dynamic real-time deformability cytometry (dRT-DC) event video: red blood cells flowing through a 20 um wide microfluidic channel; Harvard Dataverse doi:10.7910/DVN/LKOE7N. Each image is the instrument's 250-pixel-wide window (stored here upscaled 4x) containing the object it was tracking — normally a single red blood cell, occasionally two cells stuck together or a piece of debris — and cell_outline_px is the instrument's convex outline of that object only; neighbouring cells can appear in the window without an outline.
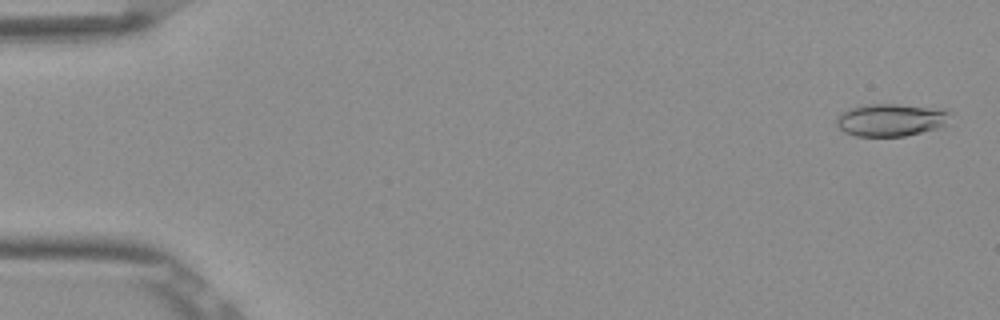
{"species": "Egyptian fruit bat (a non-hibernating species)", "species_latin": "Rousettus aegyptiacus", "temperature_condition": "room temperature", "stored_images_in_passage": 53, "camera_frame_rate_fps": 3000, "um_per_image_px": 0.085, "frame": {"image": 1, "passage_image": 2, "time_ms": 0.333, "image_size_px": [1000, 320], "cell_outline_px": [[948, 124], [936, 128], [904, 136], [856, 136], [844, 132], [836, 124], [836, 116], [840, 112], [848, 108], [868, 104], [900, 104], [948, 108]], "centroid_in_image_um": [75.71, 10.17], "position_along_channel_um": 9.3, "area_um2": 21.85}}
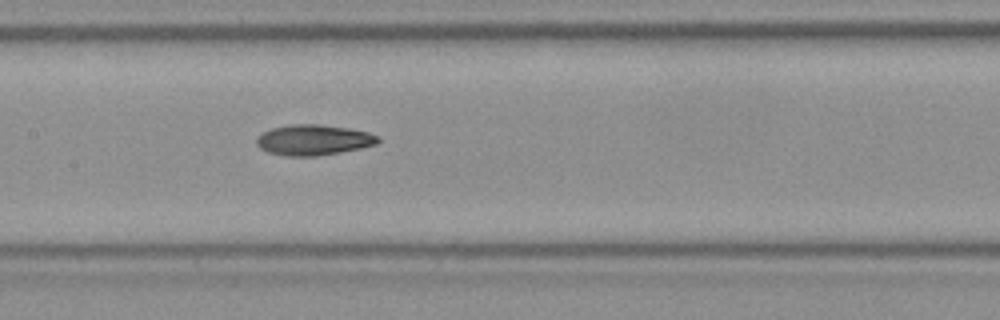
{"frame": {"image": 2, "passage_image": 26, "time_ms": 8.333, "image_size_px": [1000, 320], "cell_outline_px": [[380, 140], [376, 144], [360, 148], [340, 152], [316, 156], [288, 156], [268, 152], [260, 148], [256, 144], [256, 136], [272, 128], [292, 124], [320, 124], [348, 128], [368, 132], [380, 136]], "centroid_in_image_um": [26.65, 11.89], "position_along_channel_um": 180.8, "area_um2": 21.62}}
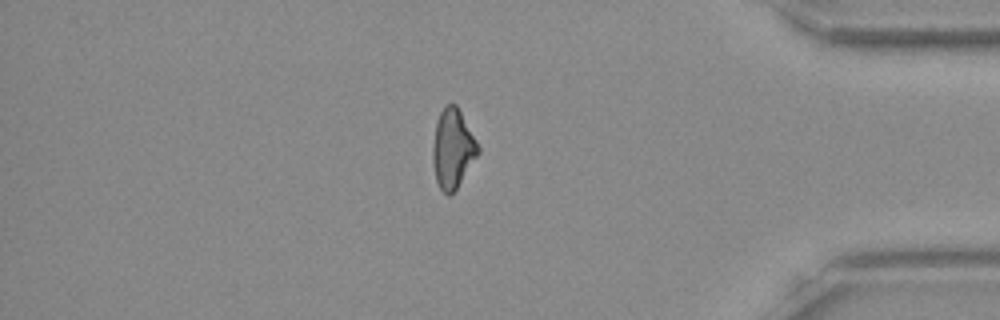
{"frame": {"image": 3, "passage_image": 45, "time_ms": 14.667, "image_size_px": [1000, 320], "cell_outline_px": [[480, 152], [456, 188], [448, 196], [440, 188], [436, 180], [432, 164], [432, 144], [436, 120], [444, 104], [456, 104], [476, 140], [480, 148]], "centroid_in_image_um": [38.45, 12.61], "position_along_channel_um": 396.7, "area_um2": 20.87}, "authors_computed_cell_mechanics": {"area_um2": 21.0392, "velocity_mm_per_s": 3.9013, "shape_relaxation_time_tau1_ms": null, "shape_relaxation_time_tau2_ms": 7.3633, "deformation_change_tau1": null, "deformation_change_tau2": 0.1642}}